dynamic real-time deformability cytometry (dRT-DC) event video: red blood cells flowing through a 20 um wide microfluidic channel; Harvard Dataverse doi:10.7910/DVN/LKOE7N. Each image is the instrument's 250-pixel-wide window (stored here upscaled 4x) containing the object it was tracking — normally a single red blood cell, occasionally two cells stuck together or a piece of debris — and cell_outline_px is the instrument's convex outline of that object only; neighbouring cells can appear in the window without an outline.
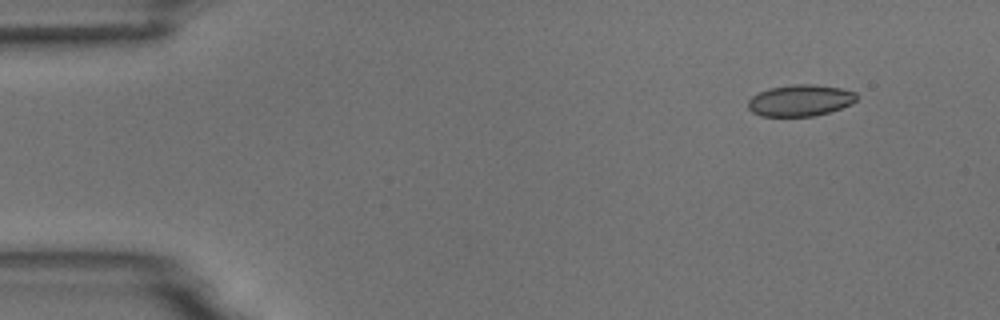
{"species": "common noctule bat (a hibernating species)", "species_latin": "Nyctalus noctula", "temperature_condition": "room temperature", "stored_images_in_passage": 4, "camera_frame_rate_fps": 3000, "um_per_image_px": 0.085, "animal": {"sex": "male", "body_mass_g": 18.8}, "frame": {"image": 1, "passage_image": 1, "time_ms": 0.0, "image_size_px": [1000, 320], "cell_outline_px": [[856, 100], [852, 104], [828, 112], [812, 116], [760, 116], [752, 112], [748, 108], [748, 100], [752, 96], [768, 88], [792, 84], [816, 84], [840, 88], [856, 92]], "centroid_in_image_um": [68.0, 8.53], "position_along_channel_um": 17.0, "area_um2": 19.94}}
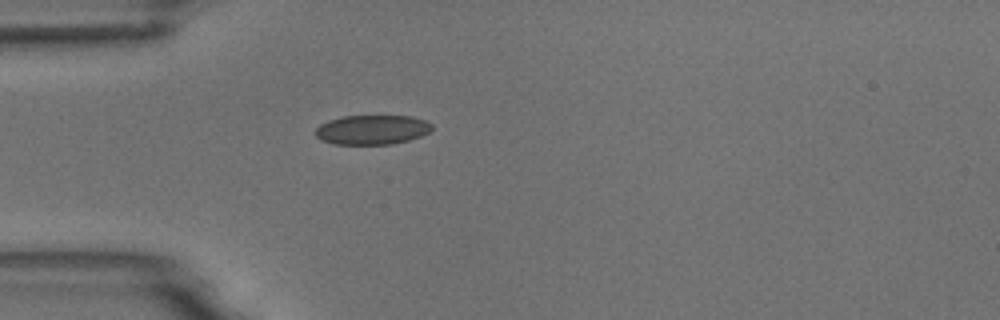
{"frame": {"image": 2, "passage_image": 4, "time_ms": 3.333, "image_size_px": [1000, 320], "cell_outline_px": [[432, 128], [428, 132], [420, 136], [408, 140], [392, 144], [332, 144], [320, 140], [316, 136], [316, 128], [320, 124], [328, 120], [344, 116], [412, 116], [424, 120], [432, 124]], "centroid_in_image_um": [31.6, 11.03], "position_along_channel_um": 53.4, "area_um2": 20.0}}